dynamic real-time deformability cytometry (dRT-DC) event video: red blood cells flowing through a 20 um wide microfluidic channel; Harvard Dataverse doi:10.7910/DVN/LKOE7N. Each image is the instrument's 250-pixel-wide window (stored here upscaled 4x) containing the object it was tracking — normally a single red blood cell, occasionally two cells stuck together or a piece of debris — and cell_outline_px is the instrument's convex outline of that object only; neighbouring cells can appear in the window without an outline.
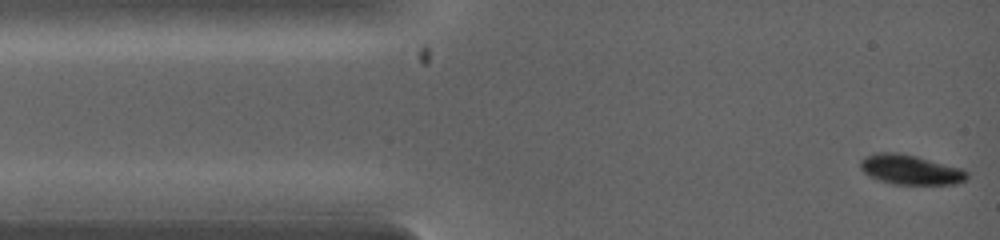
{"species": "common noctule bat (a hibernating species)", "species_latin": "Nyctalus noctula", "temperature_condition": "warm", "stored_images_in_passage": 12, "camera_frame_rate_fps": 5000, "um_per_image_px": 0.085, "animal": {"sex": "female", "body_mass_g": 19.0, "forearm_length_mm": 53.3}, "frame": {"image": 1, "passage_image": 1, "time_ms": 0.0, "image_size_px": [1000, 240], "cell_outline_px": [[968, 180], [956, 184], [892, 184], [868, 176], [860, 168], [860, 160], [864, 156], [876, 152], [896, 152], [916, 156], [964, 168], [968, 172]], "centroid_in_image_um": [77.41, 14.42], "position_along_channel_um": 7.6, "area_um2": 18.79}}
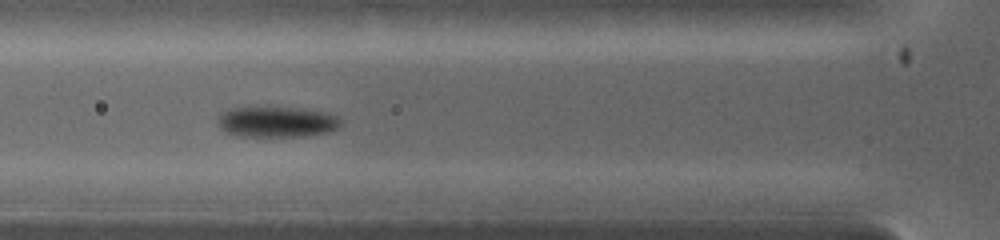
{"frame": {"image": 2, "passage_image": 9, "time_ms": 2.8, "image_size_px": [1000, 240], "cell_outline_px": [[340, 124], [336, 128], [328, 132], [304, 136], [236, 136], [224, 132], [216, 124], [216, 120], [224, 112], [232, 108], [296, 108], [324, 112], [336, 116], [340, 120]], "centroid_in_image_um": [23.47, 10.38], "position_along_channel_um": 102.3, "area_um2": 21.68}}
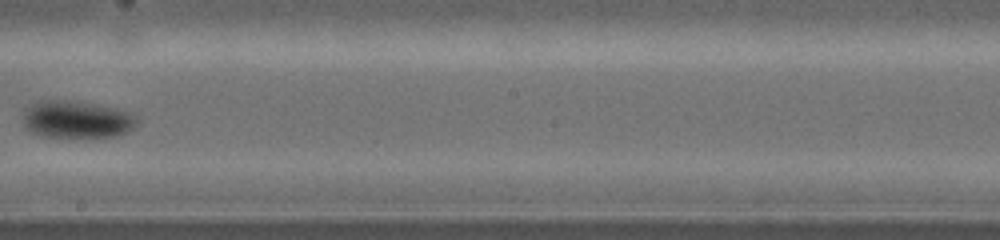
{"frame": {"image": 3, "passage_image": 12, "time_ms": 5.2, "image_size_px": [1000, 240], "cell_outline_px": [[140, 120], [128, 132], [120, 136], [92, 140], [40, 136], [24, 128], [24, 112], [32, 104], [44, 100], [68, 100], [116, 108], [128, 112], [136, 116]], "centroid_in_image_um": [6.57, 10.22], "position_along_channel_um": 241.6, "area_um2": 25.66}}